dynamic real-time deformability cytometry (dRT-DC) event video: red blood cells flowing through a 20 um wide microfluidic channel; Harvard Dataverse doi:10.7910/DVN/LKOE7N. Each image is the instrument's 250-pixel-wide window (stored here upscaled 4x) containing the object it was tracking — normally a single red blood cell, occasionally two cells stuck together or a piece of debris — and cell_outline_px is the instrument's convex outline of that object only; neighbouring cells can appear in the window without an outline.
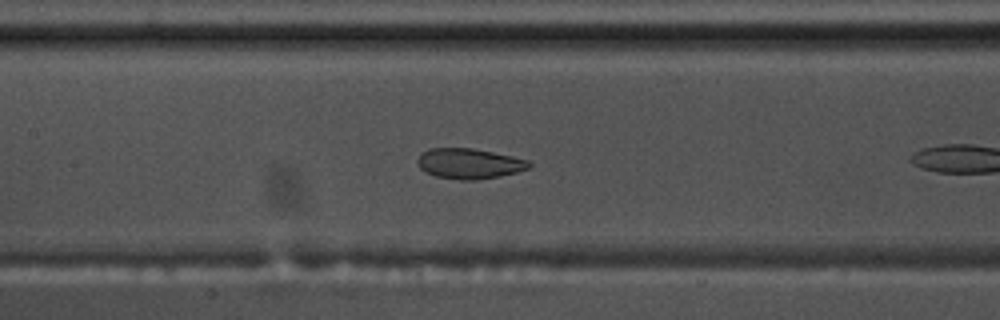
{"species": "common noctule bat (a hibernating species)", "species_latin": "Nyctalus noctula", "temperature_condition": "warm", "stored_images_in_passage": 14, "camera_frame_rate_fps": 3000, "um_per_image_px": 0.085, "animal": {"sex": "male", "body_mass_g": 17.5, "forearm_length_mm": 52.3}, "frame": {"image": 1, "passage_image": 12, "time_ms": 3.667, "image_size_px": [1000, 320], "cell_outline_px": [[532, 168], [500, 176], [476, 180], [460, 180], [436, 176], [424, 172], [420, 168], [416, 160], [420, 152], [428, 148], [472, 148], [512, 156], [528, 160], [532, 164]], "centroid_in_image_um": [39.86, 13.9], "position_along_channel_um": 167.5, "area_um2": 19.94}}